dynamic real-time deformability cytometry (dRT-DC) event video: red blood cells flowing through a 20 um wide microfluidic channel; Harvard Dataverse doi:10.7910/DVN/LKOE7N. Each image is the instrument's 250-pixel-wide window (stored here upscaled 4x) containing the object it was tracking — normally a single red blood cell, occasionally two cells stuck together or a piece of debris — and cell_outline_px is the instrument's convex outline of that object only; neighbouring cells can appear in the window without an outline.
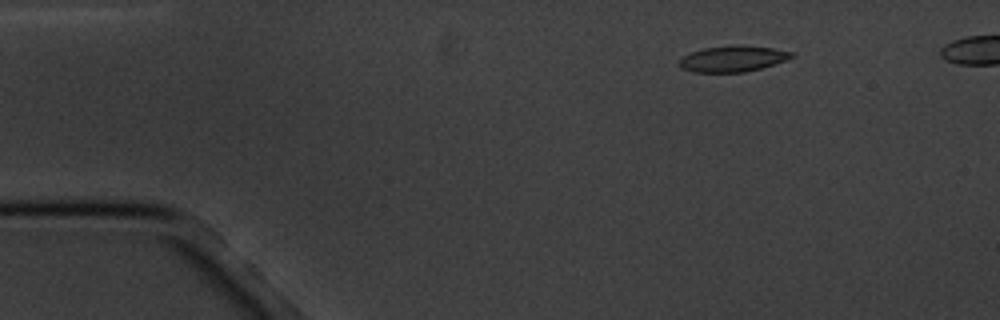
{"species": "common noctule bat (a hibernating species)", "species_latin": "Nyctalus noctula", "temperature_condition": "cold", "stored_images_in_passage": 4, "camera_frame_rate_fps": 3000, "um_per_image_px": 0.085, "animal": {"sex": "male", "body_mass_g": 20.1, "forearm_length_mm": 53.5}, "frame": {"image": 1, "passage_image": 1, "time_ms": 0.0, "image_size_px": [1000, 320], "cell_outline_px": [[796, 56], [760, 68], [744, 72], [692, 72], [680, 68], [680, 60], [684, 56], [692, 52], [704, 48], [736, 44], [772, 48], [792, 52]], "centroid_in_image_um": [62.27, 4.99], "position_along_channel_um": 22.7, "area_um2": 16.82}}